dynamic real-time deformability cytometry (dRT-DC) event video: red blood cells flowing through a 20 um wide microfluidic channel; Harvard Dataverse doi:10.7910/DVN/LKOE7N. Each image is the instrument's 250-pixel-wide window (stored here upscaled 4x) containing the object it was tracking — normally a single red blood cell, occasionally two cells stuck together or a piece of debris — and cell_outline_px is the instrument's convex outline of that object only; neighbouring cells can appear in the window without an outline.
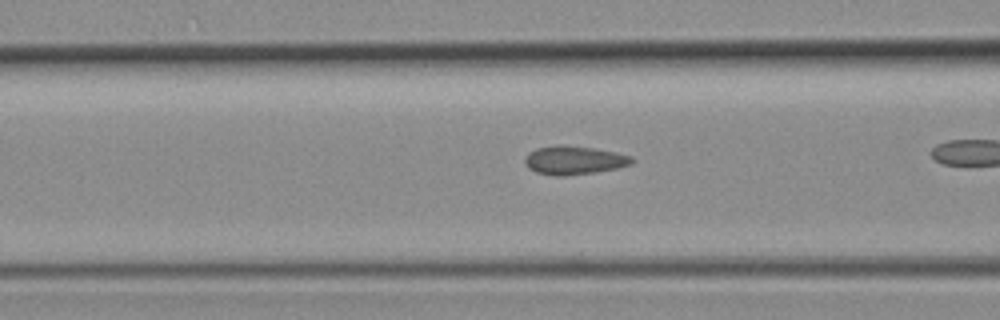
{"species": "common noctule bat (a hibernating species)", "species_latin": "Nyctalus noctula", "temperature_condition": "room temperature", "stored_images_in_passage": 31, "camera_frame_rate_fps": 3000, "um_per_image_px": 0.085, "animal": {"sex": "female", "body_mass_g": 19.3, "forearm_length_mm": 54.1}, "frame": {"image": 1, "passage_image": 14, "time_ms": 4.333, "image_size_px": [1000, 320], "cell_outline_px": [[636, 160], [632, 164], [616, 168], [596, 172], [564, 176], [556, 176], [536, 172], [528, 168], [524, 164], [524, 160], [528, 152], [536, 148], [556, 144], [564, 144], [596, 148], [616, 152], [632, 156]], "centroid_in_image_um": [48.79, 13.6], "position_along_channel_um": 117.8, "area_um2": 18.21}}
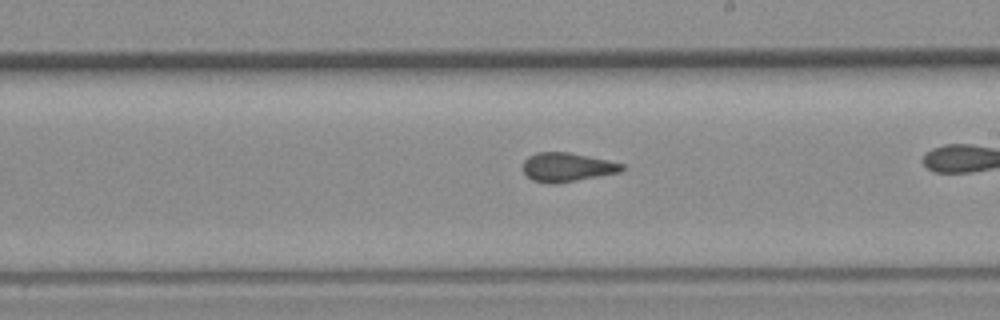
{"frame": {"image": 2, "passage_image": 22, "time_ms": 7.0, "image_size_px": [1000, 320], "cell_outline_px": [[624, 168], [620, 172], [556, 184], [548, 184], [532, 180], [520, 168], [524, 160], [528, 156], [536, 152], [568, 152], [624, 164]], "centroid_in_image_um": [48.13, 14.21], "position_along_channel_um": 240.9, "area_um2": 16.7}}